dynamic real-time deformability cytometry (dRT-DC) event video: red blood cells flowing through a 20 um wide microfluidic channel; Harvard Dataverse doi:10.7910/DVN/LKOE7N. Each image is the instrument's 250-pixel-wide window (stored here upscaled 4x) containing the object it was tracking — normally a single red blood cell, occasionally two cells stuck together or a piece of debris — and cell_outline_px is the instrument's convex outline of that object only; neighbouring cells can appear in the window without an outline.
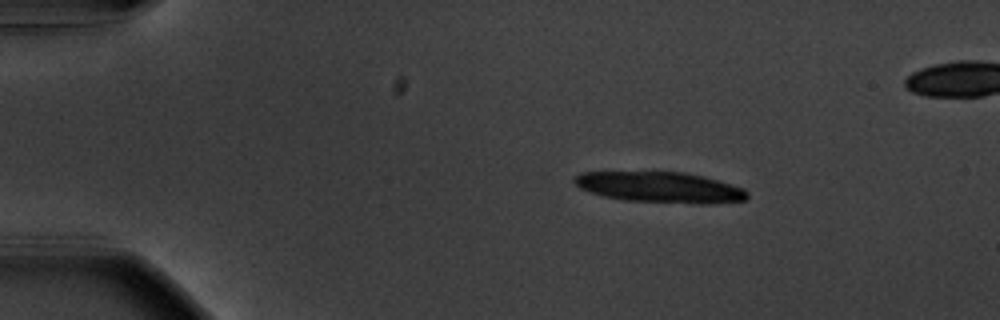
{"species": "common noctule bat (a hibernating species)", "species_latin": "Nyctalus noctula", "temperature_condition": "warm", "stored_images_in_passage": 13, "camera_frame_rate_fps": 3000, "um_per_image_px": 0.085, "animal": {"sex": "male", "body_mass_g": 20.1, "forearm_length_mm": 53.5}, "frame": {"image": 1, "passage_image": 1, "time_ms": 0.0, "image_size_px": [1000, 320], "cell_outline_px": [[748, 196], [744, 200], [708, 204], [696, 204], [624, 200], [604, 196], [580, 188], [572, 180], [580, 172], [684, 172], [704, 176], [744, 188], [748, 192]], "centroid_in_image_um": [56.13, 15.92], "position_along_channel_um": 28.9, "area_um2": 30.92}}